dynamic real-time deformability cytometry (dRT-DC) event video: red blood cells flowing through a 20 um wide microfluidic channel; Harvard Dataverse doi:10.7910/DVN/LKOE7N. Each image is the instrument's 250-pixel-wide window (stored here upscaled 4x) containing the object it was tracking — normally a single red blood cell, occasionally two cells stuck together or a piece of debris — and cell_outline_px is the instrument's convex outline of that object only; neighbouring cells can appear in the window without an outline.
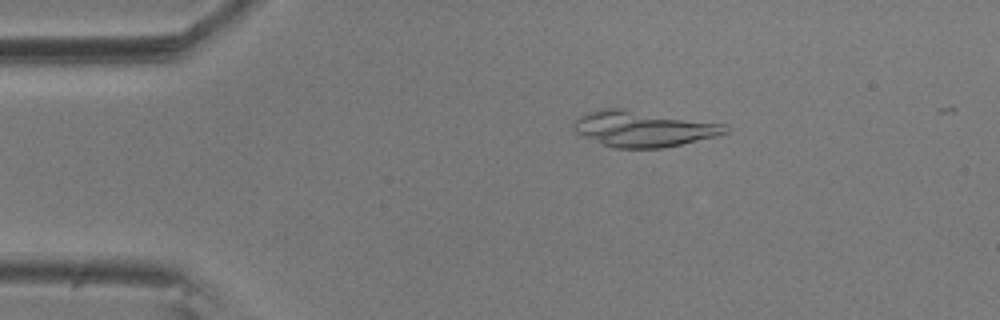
{"species": "common noctule bat (a hibernating species)", "species_latin": "Nyctalus noctula", "temperature_condition": "room temperature", "stored_images_in_passage": 6, "camera_frame_rate_fps": 3000, "um_per_image_px": 0.085, "animal": {"sex": "male", "body_mass_g": 20.5, "forearm_length_mm": 52.5}, "frame": {"image": 1, "passage_image": 3, "time_ms": 0.667, "image_size_px": [1000, 320], "cell_outline_px": [[732, 128], [728, 132], [716, 136], [664, 148], [616, 148], [604, 144], [584, 136], [576, 132], [572, 128], [572, 124], [580, 116], [588, 112], [604, 108], [624, 108], [724, 124]], "centroid_in_image_um": [54.7, 10.94], "position_along_channel_um": 30.3, "area_um2": 31.5}}
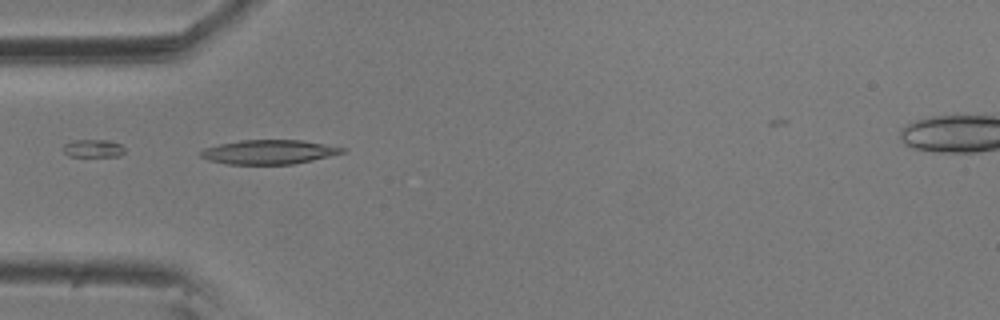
{"frame": {"image": 2, "passage_image": 5, "time_ms": 1.333, "image_size_px": [1000, 320], "cell_outline_px": [[344, 152], [312, 160], [292, 164], [228, 164], [208, 160], [200, 156], [200, 152], [204, 148], [220, 144], [240, 140], [304, 140], [344, 148]], "centroid_in_image_um": [22.82, 12.91], "position_along_channel_um": 62.2, "area_um2": 19.77}}